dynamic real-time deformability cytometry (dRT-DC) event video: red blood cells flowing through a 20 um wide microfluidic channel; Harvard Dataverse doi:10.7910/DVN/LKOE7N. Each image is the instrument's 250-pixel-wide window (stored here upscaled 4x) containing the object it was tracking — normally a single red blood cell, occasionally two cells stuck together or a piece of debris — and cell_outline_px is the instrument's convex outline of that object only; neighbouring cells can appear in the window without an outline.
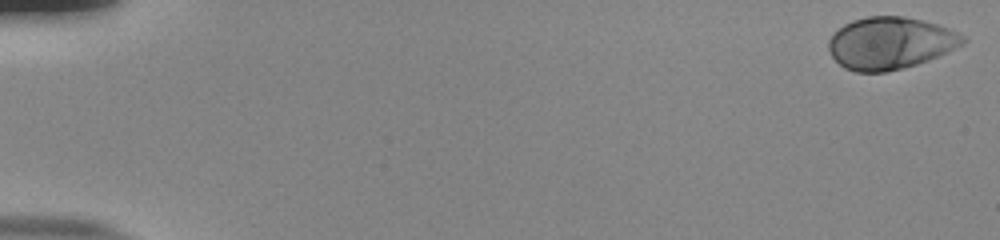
{"species": "human", "species_latin": "Homo sapiens", "temperature_condition": "room temperature", "stored_images_in_passage": 54, "camera_frame_rate_fps": 3000, "um_per_image_px": 0.085, "donor": {"sex": "male"}, "frame": {"image": 1, "passage_image": 1, "time_ms": 0.0, "image_size_px": [1000, 240], "cell_outline_px": [[968, 40], [964, 44], [928, 60], [904, 68], [884, 72], [856, 72], [844, 68], [832, 56], [828, 48], [828, 40], [832, 32], [844, 24], [852, 20], [868, 16], [904, 16], [924, 20], [960, 32]], "centroid_in_image_um": [75.66, 3.65], "position_along_channel_um": 9.3, "area_um2": 41.04}}
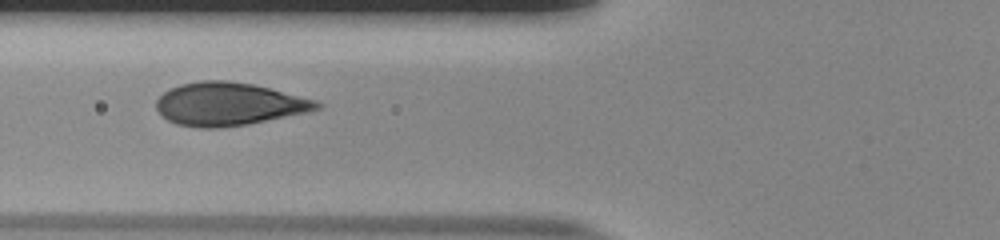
{"frame": {"image": 2, "passage_image": 22, "time_ms": 7.0, "image_size_px": [1000, 240], "cell_outline_px": [[324, 104], [320, 108], [308, 112], [248, 124], [220, 128], [200, 128], [176, 124], [168, 120], [156, 108], [156, 100], [164, 92], [180, 84], [200, 80], [228, 80], [252, 84], [316, 100]], "centroid_in_image_um": [19.44, 8.85], "position_along_channel_um": 106.4, "area_um2": 40.11}}
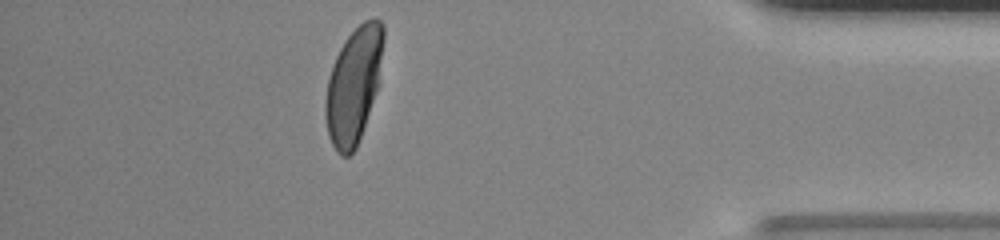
{"frame": {"image": 3, "passage_image": 48, "time_ms": 15.667, "image_size_px": [1000, 240], "cell_outline_px": [[384, 40], [380, 84], [356, 148], [348, 156], [340, 156], [336, 152], [328, 136], [324, 116], [324, 104], [328, 80], [332, 64], [344, 40], [364, 20], [372, 16], [376, 16], [384, 24]], "centroid_in_image_um": [30.08, 7.22], "position_along_channel_um": 405.1, "area_um2": 39.88}, "authors_computed_cell_mechanics": {"area_um2": 39.9109, "velocity_mm_per_s": 3.8594, "shape_relaxation_time_tau1_ms": 3.0534, "shape_relaxation_time_tau2_ms": null, "deformation_change_tau1": 0.1908, "deformation_change_tau2": null}}